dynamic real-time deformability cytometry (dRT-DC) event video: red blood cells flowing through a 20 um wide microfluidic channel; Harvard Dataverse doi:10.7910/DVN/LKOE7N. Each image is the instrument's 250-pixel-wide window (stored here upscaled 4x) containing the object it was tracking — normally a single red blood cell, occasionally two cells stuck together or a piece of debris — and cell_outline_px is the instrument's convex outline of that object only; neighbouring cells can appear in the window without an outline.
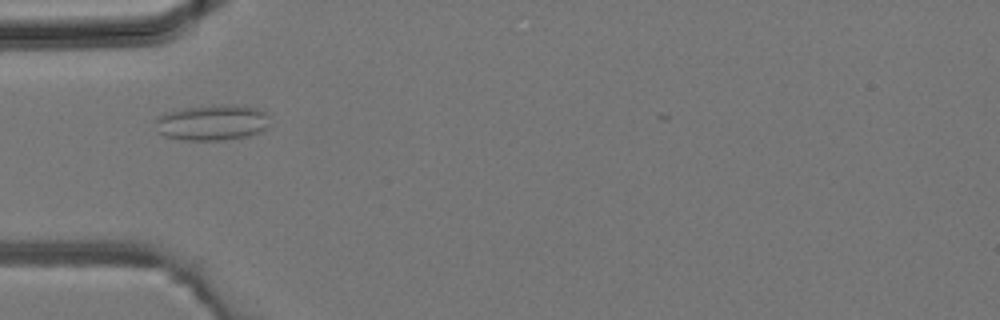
{"species": "common noctule bat (a hibernating species)", "species_latin": "Nyctalus noctula", "temperature_condition": "room temperature", "stored_images_in_passage": 2, "camera_frame_rate_fps": 3000, "um_per_image_px": 0.085, "animal": {"sex": "male", "body_mass_g": 19.2, "forearm_length_mm": 51.8}, "frame": {"image": 1, "passage_image": 1, "time_ms": 0.0, "image_size_px": [1000, 320], "cell_outline_px": [[268, 128], [260, 132], [248, 136], [220, 140], [184, 140], [164, 136], [156, 132], [156, 120], [160, 116], [168, 112], [184, 108], [220, 104], [256, 108], [264, 112], [268, 116]], "centroid_in_image_um": [18.03, 10.43], "position_along_channel_um": 67.0, "area_um2": 23.64}}